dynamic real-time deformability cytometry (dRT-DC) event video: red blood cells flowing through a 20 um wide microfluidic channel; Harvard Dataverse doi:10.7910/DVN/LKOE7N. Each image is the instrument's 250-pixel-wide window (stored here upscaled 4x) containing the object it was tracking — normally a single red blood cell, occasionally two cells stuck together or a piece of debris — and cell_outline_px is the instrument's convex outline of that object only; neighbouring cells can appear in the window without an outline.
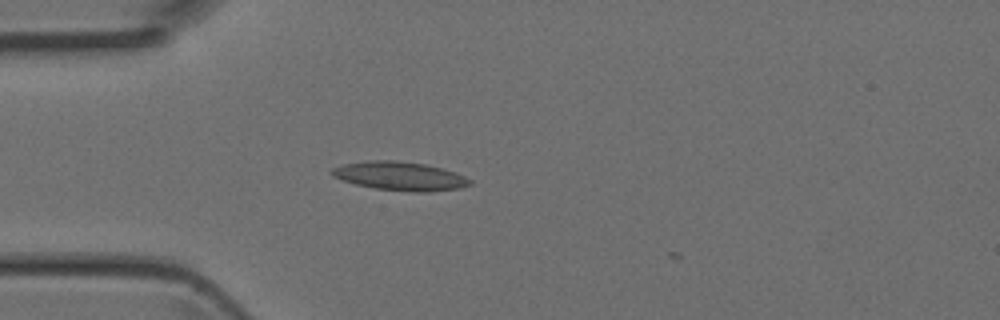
{"species": "Egyptian fruit bat (a non-hibernating species)", "species_latin": "Rousettus aegyptiacus", "temperature_condition": "room temperature", "stored_images_in_passage": 2, "camera_frame_rate_fps": 3000, "um_per_image_px": 0.085, "animal": {"sex": "female"}, "frame": {"image": 1, "passage_image": 2, "time_ms": 0.333, "image_size_px": [1000, 320], "cell_outline_px": [[472, 184], [460, 188], [428, 192], [412, 192], [376, 188], [356, 184], [332, 176], [328, 172], [332, 168], [344, 164], [372, 160], [396, 160], [424, 164], [456, 172], [472, 180]], "centroid_in_image_um": [34.01, 14.97], "position_along_channel_um": 51.0, "area_um2": 23.0}}